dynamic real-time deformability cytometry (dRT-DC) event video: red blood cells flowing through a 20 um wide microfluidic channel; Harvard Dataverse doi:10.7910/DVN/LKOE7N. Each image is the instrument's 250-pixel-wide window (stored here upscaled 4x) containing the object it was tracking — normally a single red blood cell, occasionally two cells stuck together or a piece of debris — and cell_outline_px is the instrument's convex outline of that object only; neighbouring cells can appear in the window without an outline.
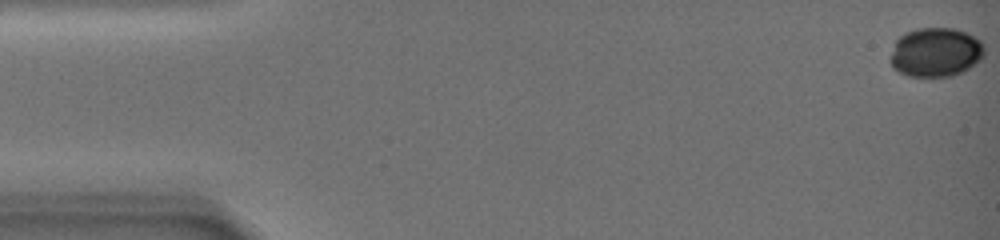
{"species": "common noctule bat (a hibernating species)", "species_latin": "Nyctalus noctula", "temperature_condition": "warm", "stored_images_in_passage": 40, "camera_frame_rate_fps": 3000, "um_per_image_px": 0.085, "animal": {"sex": "female", "body_mass_g": 19.0, "forearm_length_mm": 51.5}, "frame": {"image": 1, "passage_image": 1, "time_ms": 0.0, "image_size_px": [1000, 240], "cell_outline_px": [[984, 56], [980, 60], [968, 68], [952, 76], [908, 76], [892, 68], [888, 60], [896, 40], [904, 32], [916, 28], [952, 28], [964, 32], [980, 40], [984, 44]], "centroid_in_image_um": [79.49, 4.44], "position_along_channel_um": 5.5, "area_um2": 27.05}}
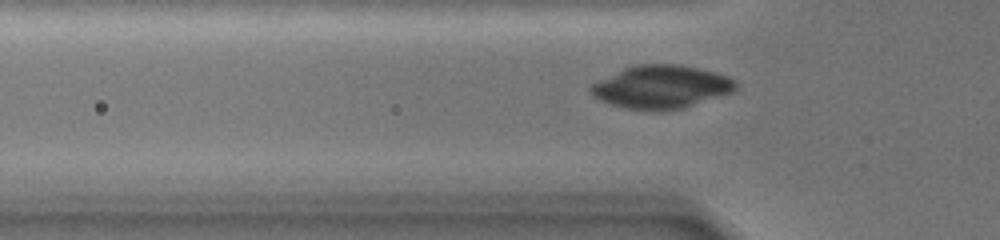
{"frame": {"image": 2, "passage_image": 34, "time_ms": 7.0, "image_size_px": [1000, 240], "cell_outline_px": [[736, 92], [684, 108], [660, 112], [652, 112], [624, 108], [600, 100], [592, 96], [588, 92], [588, 88], [592, 84], [624, 68], [636, 64], [676, 64], [716, 72], [728, 76], [736, 80]], "centroid_in_image_um": [56.23, 7.41], "position_along_channel_um": 69.6, "area_um2": 36.93}}
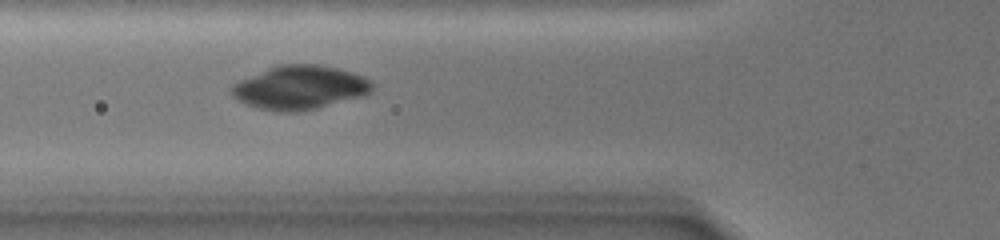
{"frame": {"image": 3, "passage_image": 39, "time_ms": 8.0, "image_size_px": [1000, 240], "cell_outline_px": [[376, 84], [372, 92], [364, 96], [316, 108], [296, 112], [276, 112], [260, 108], [236, 100], [228, 92], [228, 88], [232, 84], [240, 80], [276, 64], [316, 64], [336, 68], [352, 72], [364, 76], [372, 80]], "centroid_in_image_um": [25.49, 7.43], "position_along_channel_um": 100.3, "area_um2": 36.36}}